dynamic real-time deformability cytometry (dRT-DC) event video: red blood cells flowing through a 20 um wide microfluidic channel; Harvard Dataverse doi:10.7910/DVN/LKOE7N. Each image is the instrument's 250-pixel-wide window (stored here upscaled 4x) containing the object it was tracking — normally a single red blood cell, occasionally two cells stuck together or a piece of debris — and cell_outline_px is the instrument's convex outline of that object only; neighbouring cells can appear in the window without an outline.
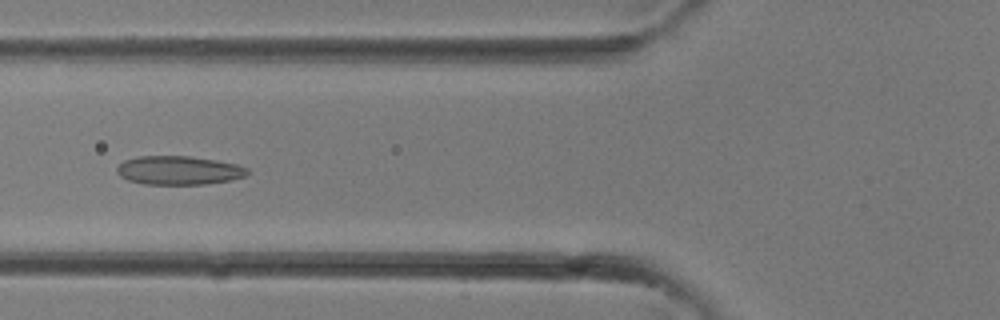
{"species": "common noctule bat (a hibernating species)", "species_latin": "Nyctalus noctula", "temperature_condition": "room temperature", "stored_images_in_passage": 33, "camera_frame_rate_fps": 3000, "um_per_image_px": 0.085, "animal": {"sex": "female"}, "frame": {"image": 1, "passage_image": 13, "time_ms": 4.0, "image_size_px": [1000, 320], "cell_outline_px": [[248, 176], [228, 180], [204, 184], [144, 184], [128, 180], [120, 176], [116, 172], [116, 168], [124, 160], [136, 156], [192, 156], [216, 160], [236, 164], [248, 168]], "centroid_in_image_um": [15.18, 14.47], "position_along_channel_um": 110.6, "area_um2": 21.91}}
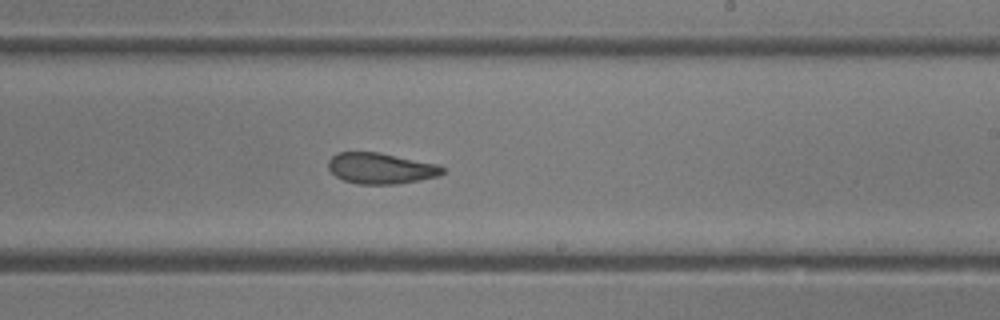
{"frame": {"image": 2, "passage_image": 20, "time_ms": 6.333, "image_size_px": [1000, 320], "cell_outline_px": [[444, 172], [440, 176], [420, 180], [396, 184], [360, 184], [344, 180], [336, 176], [328, 168], [328, 160], [336, 152], [380, 152], [440, 164], [444, 168]], "centroid_in_image_um": [32.4, 14.3], "position_along_channel_um": 256.6, "area_um2": 20.81}}
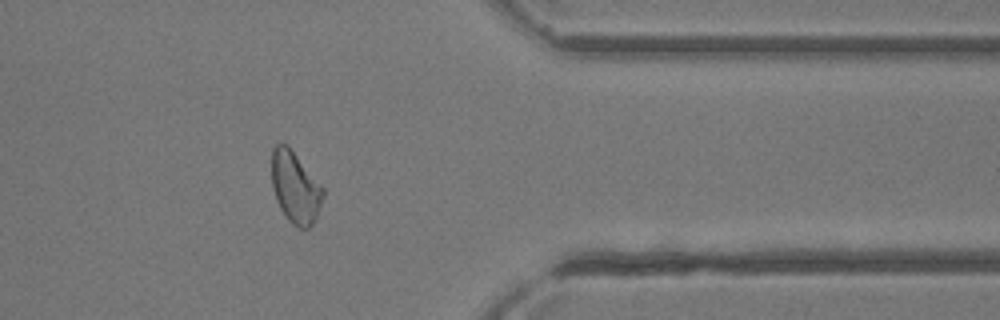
{"frame": {"image": 3, "passage_image": 27, "time_ms": 8.667, "image_size_px": [1000, 320], "cell_outline_px": [[324, 196], [316, 216], [312, 224], [308, 228], [300, 228], [292, 224], [288, 220], [280, 208], [276, 200], [272, 188], [272, 148], [280, 140], [288, 144], [324, 188]], "centroid_in_image_um": [25.08, 15.88], "position_along_channel_um": 386.3, "area_um2": 21.62}}